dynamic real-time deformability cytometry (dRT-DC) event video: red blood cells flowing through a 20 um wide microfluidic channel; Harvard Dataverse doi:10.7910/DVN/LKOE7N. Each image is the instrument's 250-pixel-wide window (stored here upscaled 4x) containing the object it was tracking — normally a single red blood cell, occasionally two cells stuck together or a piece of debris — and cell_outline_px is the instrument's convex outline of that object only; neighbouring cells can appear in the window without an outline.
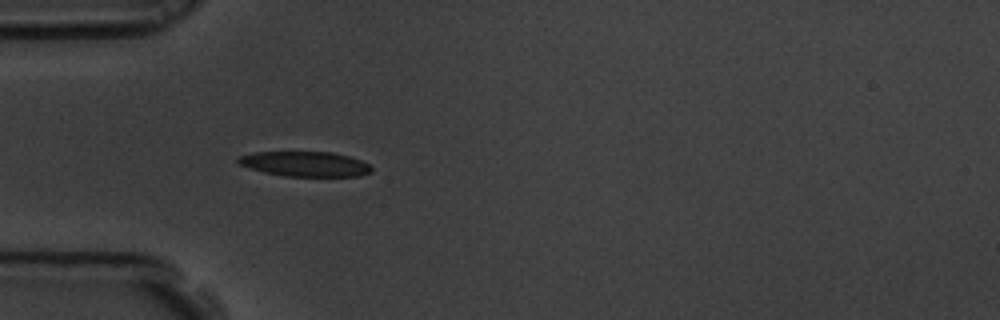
{"species": "common noctule bat (a hibernating species)", "species_latin": "Nyctalus noctula", "temperature_condition": "room temperature", "stored_images_in_passage": 5, "camera_frame_rate_fps": 3000, "um_per_image_px": 0.085, "animal": {"sex": "male", "body_mass_g": 19.5, "forearm_length_mm": 54.6}, "frame": {"image": 1, "passage_image": 5, "time_ms": 1.333, "image_size_px": [1000, 320], "cell_outline_px": [[372, 172], [360, 176], [284, 176], [264, 172], [240, 164], [236, 160], [236, 156], [252, 152], [332, 152], [348, 156], [360, 160], [368, 164], [372, 168]], "centroid_in_image_um": [25.92, 13.93], "position_along_channel_um": 59.1, "area_um2": 19.36}}